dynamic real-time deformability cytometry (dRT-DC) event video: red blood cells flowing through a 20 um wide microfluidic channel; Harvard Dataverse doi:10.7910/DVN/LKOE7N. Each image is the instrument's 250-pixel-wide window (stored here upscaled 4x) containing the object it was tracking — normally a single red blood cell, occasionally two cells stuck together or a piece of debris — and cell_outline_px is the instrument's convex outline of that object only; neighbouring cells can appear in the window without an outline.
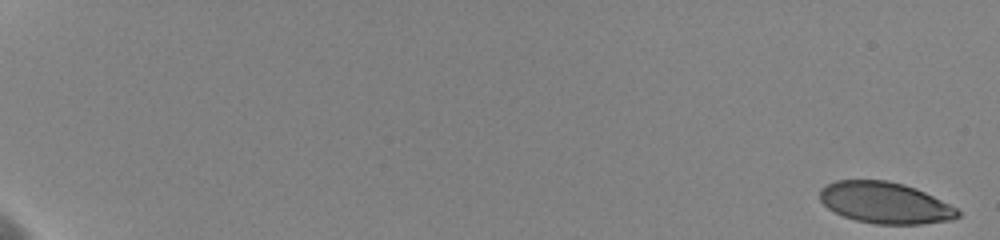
{"species": "human", "species_latin": "Homo sapiens", "temperature_condition": "cold", "stored_images_in_passage": 70, "camera_frame_rate_fps": 3000, "um_per_image_px": 0.085, "donor": {"sex": "female"}, "frame": {"image": 1, "passage_image": 1, "time_ms": 0.0, "image_size_px": [1000, 240], "cell_outline_px": [[960, 216], [952, 220], [920, 224], [876, 224], [856, 220], [844, 216], [828, 208], [820, 200], [820, 188], [836, 180], [888, 180], [904, 184], [916, 188], [956, 208], [960, 212]], "centroid_in_image_um": [75.22, 17.23], "position_along_channel_um": 9.8, "area_um2": 33.06}}
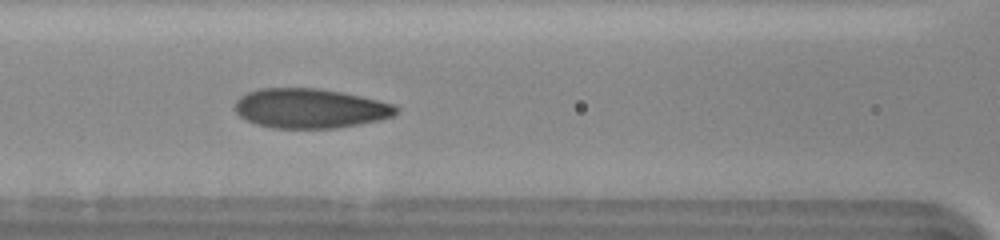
{"frame": {"image": 2, "passage_image": 27, "time_ms": 9.667, "image_size_px": [1000, 240], "cell_outline_px": [[400, 108], [392, 116], [380, 120], [360, 124], [336, 128], [272, 128], [256, 124], [240, 116], [232, 108], [236, 100], [240, 96], [248, 92], [260, 88], [320, 88], [360, 96], [392, 104]], "centroid_in_image_um": [26.32, 9.21], "position_along_channel_um": 140.3, "area_um2": 37.22}}
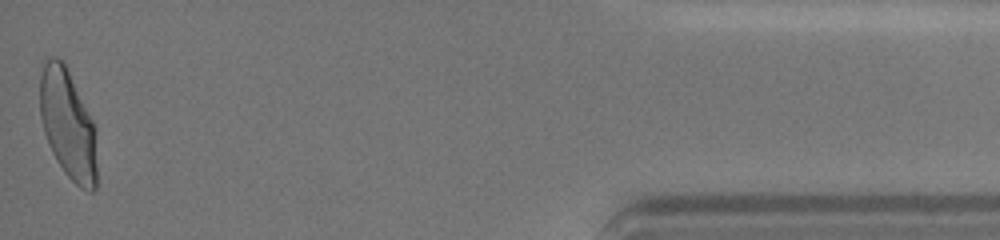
{"frame": {"image": 3, "passage_image": 70, "time_ms": 19.333, "image_size_px": [1000, 240], "cell_outline_px": [[96, 188], [92, 192], [88, 192], [80, 188], [64, 172], [56, 160], [48, 144], [44, 132], [40, 116], [40, 76], [44, 64], [48, 56], [56, 56], [64, 60], [96, 128]], "centroid_in_image_um": [5.77, 10.55], "position_along_channel_um": 429.4, "area_um2": 36.7}, "authors_computed_cell_mechanics": {"area_um2": 36.3562, "velocity_mm_per_s": 3.6075, "shape_relaxation_time_tau1_ms": 4.614, "shape_relaxation_time_tau2_ms": 0.752, "deformation_change_tau1": 0.1527, "deformation_change_tau2": 0.0544}}